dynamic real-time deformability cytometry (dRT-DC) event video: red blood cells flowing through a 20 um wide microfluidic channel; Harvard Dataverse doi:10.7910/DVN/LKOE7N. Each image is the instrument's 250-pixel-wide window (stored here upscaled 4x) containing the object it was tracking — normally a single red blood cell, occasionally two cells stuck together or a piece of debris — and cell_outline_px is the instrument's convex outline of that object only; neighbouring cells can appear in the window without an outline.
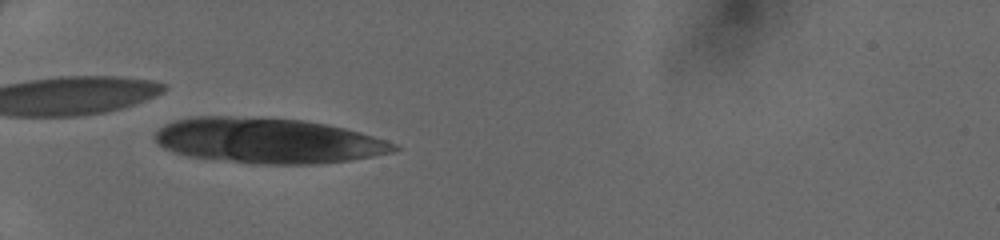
{"species": "human", "species_latin": "Homo sapiens", "temperature_condition": "cold", "stored_images_in_passage": 32, "camera_frame_rate_fps": 3000, "um_per_image_px": 0.085, "donor": {"sex": "female"}, "frame": {"image": 1, "passage_image": 4, "time_ms": 1.0, "image_size_px": [1000, 240], "cell_outline_px": [[400, 148], [392, 152], [352, 160], [316, 164], [252, 164], [188, 156], [172, 152], [164, 148], [152, 136], [164, 124], [176, 120], [192, 116], [228, 116], [304, 120], [328, 124], [360, 132], [396, 144]], "centroid_in_image_um": [22.75, 11.96], "position_along_channel_um": 62.3, "area_um2": 63.18}}